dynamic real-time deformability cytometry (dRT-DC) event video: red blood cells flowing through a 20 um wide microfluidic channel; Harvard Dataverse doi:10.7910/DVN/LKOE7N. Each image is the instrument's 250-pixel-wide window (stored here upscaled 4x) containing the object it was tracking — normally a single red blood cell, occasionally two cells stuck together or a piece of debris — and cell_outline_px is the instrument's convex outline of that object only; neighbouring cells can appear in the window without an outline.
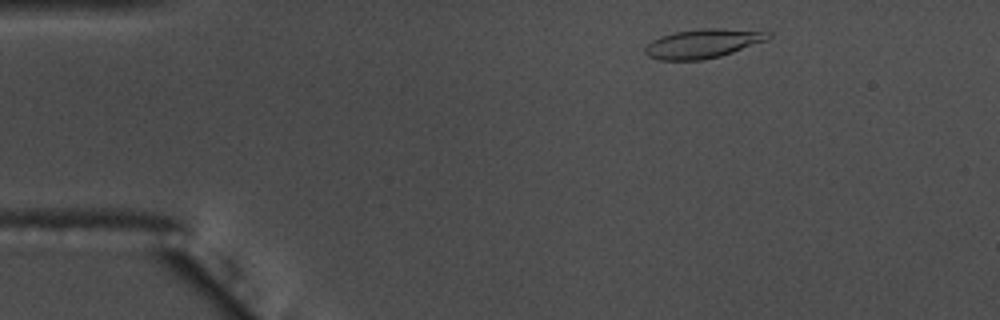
{"species": "common noctule bat (a hibernating species)", "species_latin": "Nyctalus noctula", "temperature_condition": "warm", "stored_images_in_passage": 51, "camera_frame_rate_fps": 3000, "um_per_image_px": 0.085, "animal": {"sex": "male", "body_mass_g": 17.5, "forearm_length_mm": 52.3}, "frame": {"image": 1, "passage_image": 4, "time_ms": 1.0, "image_size_px": [1000, 320], "cell_outline_px": [[772, 36], [768, 40], [720, 56], [700, 60], [660, 60], [648, 56], [644, 52], [644, 48], [652, 40], [660, 36], [676, 32], [704, 28], [716, 28], [772, 32]], "centroid_in_image_um": [59.75, 3.7], "position_along_channel_um": 25.3, "area_um2": 20.75}}
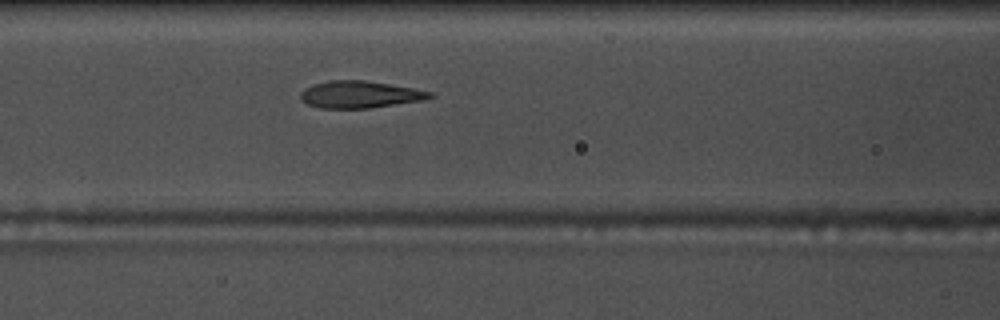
{"frame": {"image": 2, "passage_image": 19, "time_ms": 6.0, "image_size_px": [1000, 320], "cell_outline_px": [[436, 96], [424, 100], [368, 108], [320, 108], [308, 104], [300, 100], [300, 92], [304, 88], [312, 84], [328, 80], [364, 80], [412, 88], [432, 92]], "centroid_in_image_um": [30.55, 8.03], "position_along_channel_um": 136.1, "area_um2": 20.4}}
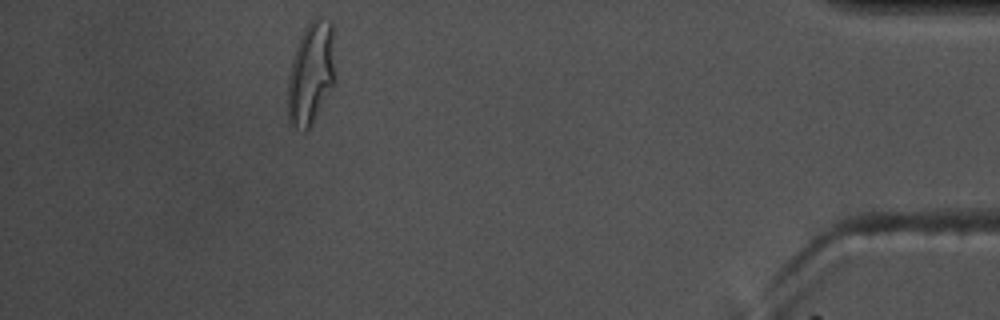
{"frame": {"image": 3, "passage_image": 46, "time_ms": 15.0, "image_size_px": [1000, 320], "cell_outline_px": [[336, 84], [312, 124], [304, 132], [300, 132], [288, 124], [288, 76], [292, 60], [300, 36], [308, 20], [316, 16], [320, 16], [332, 20], [336, 76]], "centroid_in_image_um": [26.47, 6.22], "position_along_channel_um": 408.7, "area_um2": 29.54}, "authors_computed_cell_mechanics": {"area_um2": 20.9236, "velocity_mm_per_s": 3.636, "shape_relaxation_time_tau1_ms": 5.3192, "shape_relaxation_time_tau2_ms": 0.9354, "deformation_change_tau1": 0.2119, "deformation_change_tau2": 0.0965}}